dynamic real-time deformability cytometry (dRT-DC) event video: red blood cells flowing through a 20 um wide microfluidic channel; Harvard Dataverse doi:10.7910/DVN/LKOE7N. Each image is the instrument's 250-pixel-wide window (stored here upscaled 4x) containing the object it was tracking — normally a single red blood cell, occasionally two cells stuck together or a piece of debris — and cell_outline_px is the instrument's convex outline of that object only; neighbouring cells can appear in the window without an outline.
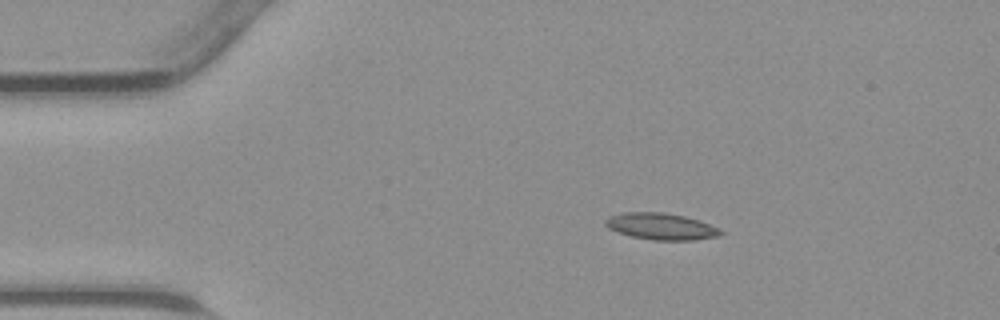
{"species": "common noctule bat (a hibernating species)", "species_latin": "Nyctalus noctula", "temperature_condition": "warm", "stored_images_in_passage": 38, "camera_frame_rate_fps": 3000, "um_per_image_px": 0.085, "animal": {"sex": "male", "body_mass_g": 23.1, "forearm_length_mm": 52.7}, "frame": {"image": 1, "passage_image": 1, "time_ms": 0.0, "image_size_px": [1000, 320], "cell_outline_px": [[724, 232], [720, 236], [696, 240], [652, 240], [632, 236], [608, 228], [604, 224], [604, 220], [608, 216], [624, 212], [660, 212], [684, 216], [700, 220], [720, 228]], "centroid_in_image_um": [56.22, 19.24], "position_along_channel_um": 28.8, "area_um2": 17.98}}
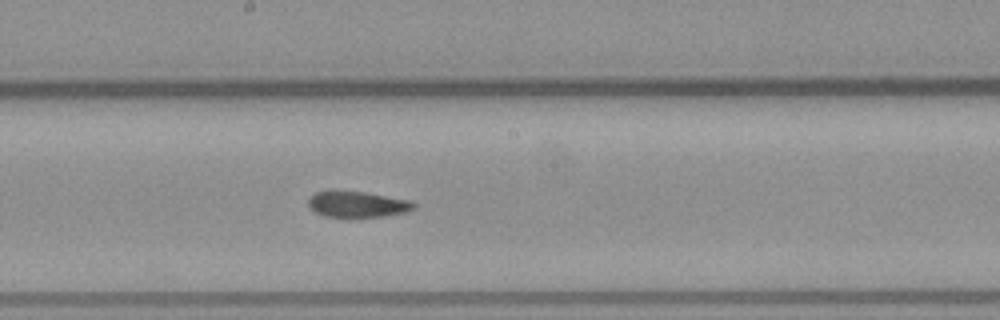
{"frame": {"image": 2, "passage_image": 17, "time_ms": 5.333, "image_size_px": [1000, 320], "cell_outline_px": [[416, 208], [408, 212], [384, 216], [324, 216], [316, 212], [308, 204], [308, 196], [316, 192], [332, 188], [364, 192], [408, 200], [416, 204]], "centroid_in_image_um": [30.34, 17.32], "position_along_channel_um": 217.9, "area_um2": 16.18}}
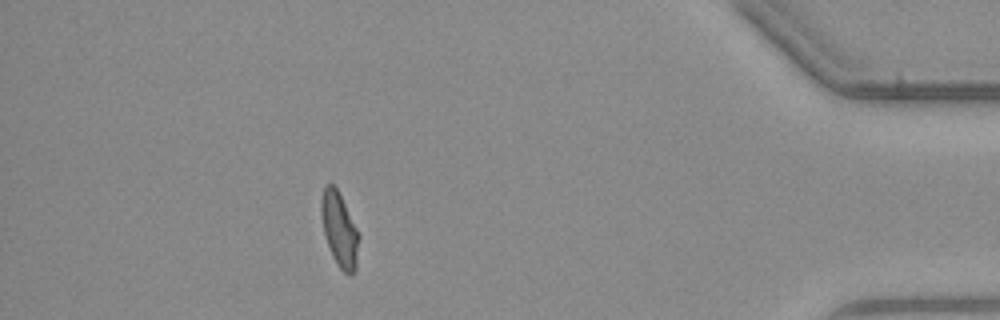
{"frame": {"image": 3, "passage_image": 33, "time_ms": 10.667, "image_size_px": [1000, 320], "cell_outline_px": [[360, 236], [356, 268], [348, 276], [340, 268], [332, 256], [324, 232], [320, 212], [320, 200], [324, 184], [332, 184], [336, 188]], "centroid_in_image_um": [28.84, 19.52], "position_along_channel_um": 406.4, "area_um2": 16.07}}